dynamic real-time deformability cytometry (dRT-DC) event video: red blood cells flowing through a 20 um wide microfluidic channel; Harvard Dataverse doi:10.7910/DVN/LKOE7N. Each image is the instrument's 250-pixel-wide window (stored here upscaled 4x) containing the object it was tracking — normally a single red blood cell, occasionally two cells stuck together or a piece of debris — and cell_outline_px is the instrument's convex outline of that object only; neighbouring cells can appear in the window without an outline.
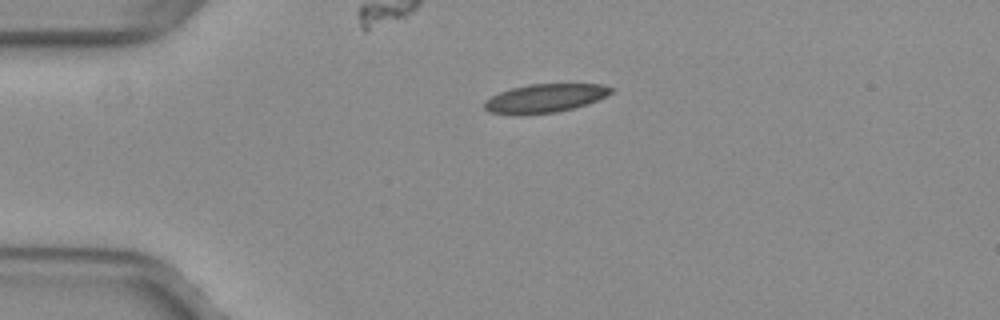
{"species": "common noctule bat (a hibernating species)", "species_latin": "Nyctalus noctula", "temperature_condition": "warm", "stored_images_in_passage": 41, "camera_frame_rate_fps": 3000, "um_per_image_px": 0.085, "animal": {"sex": "female", "body_mass_g": 29.2, "forearm_length_mm": 56.3}, "frame": {"image": 1, "passage_image": 1, "time_ms": 0.0, "image_size_px": [1000, 320], "cell_outline_px": [[616, 88], [612, 92], [588, 104], [556, 112], [488, 112], [484, 108], [484, 100], [500, 92], [512, 88], [528, 84], [600, 84]], "centroid_in_image_um": [46.38, 8.3], "position_along_channel_um": 38.6, "area_um2": 20.29}}
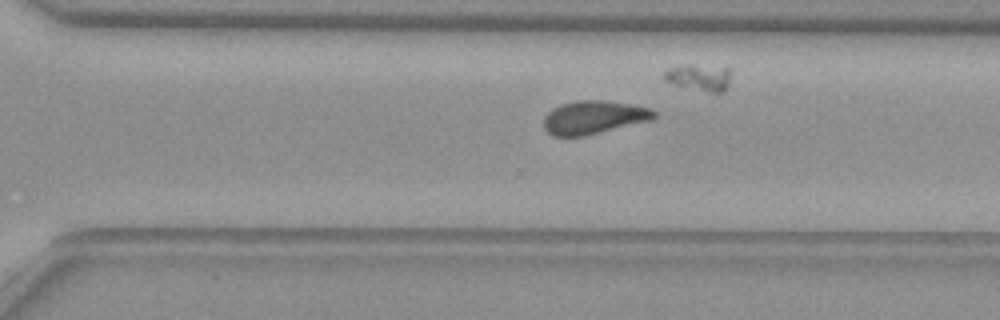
{"frame": {"image": 2, "passage_image": 25, "time_ms": 8.0, "image_size_px": [1000, 320], "cell_outline_px": [[656, 116], [652, 120], [584, 136], [552, 136], [544, 128], [544, 116], [552, 108], [560, 104], [580, 100], [604, 100], [652, 108], [656, 112]], "centroid_in_image_um": [50.46, 9.97], "position_along_channel_um": 320.1, "area_um2": 21.44}}
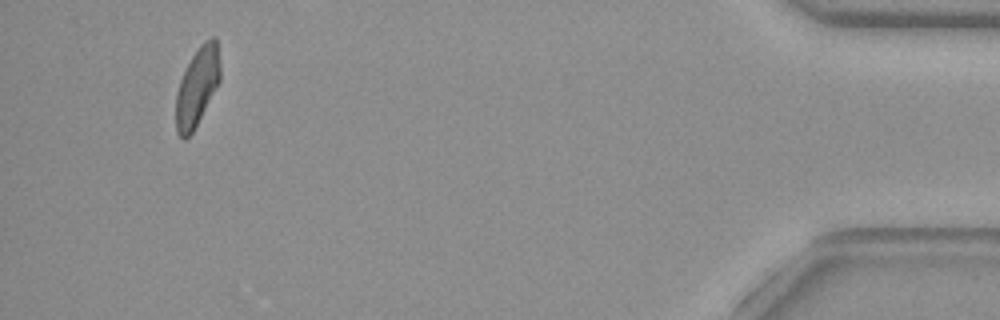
{"frame": {"image": 3, "passage_image": 38, "time_ms": 12.333, "image_size_px": [1000, 320], "cell_outline_px": [[220, 80], [192, 132], [184, 140], [176, 132], [176, 92], [180, 80], [192, 56], [200, 44], [204, 40], [212, 36], [216, 36], [220, 64]], "centroid_in_image_um": [16.76, 7.33], "position_along_channel_um": 418.4, "area_um2": 20.0}, "authors_computed_cell_mechanics": {"area_um2": 21.2704, "velocity_mm_per_s": 3.9874, "shape_relaxation_time_tau1_ms": null, "shape_relaxation_time_tau2_ms": 3.2237, "deformation_change_tau1": null, "deformation_change_tau2": 0.0921}}